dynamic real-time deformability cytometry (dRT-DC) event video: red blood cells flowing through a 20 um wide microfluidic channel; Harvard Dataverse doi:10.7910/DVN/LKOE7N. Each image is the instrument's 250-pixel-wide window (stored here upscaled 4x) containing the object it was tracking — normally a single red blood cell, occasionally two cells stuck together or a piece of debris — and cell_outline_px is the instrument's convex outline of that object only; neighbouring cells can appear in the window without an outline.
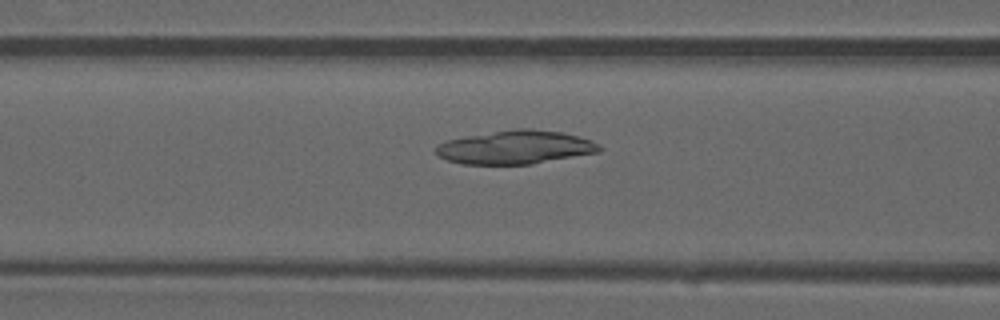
{"species": "common noctule bat (a hibernating species)", "species_latin": "Nyctalus noctula", "temperature_condition": "warm", "stored_images_in_passage": 36, "camera_frame_rate_fps": 3000, "um_per_image_px": 0.085, "animal": {"sex": "male", "forearm_length_mm": 52.5}, "frame": {"image": 1, "passage_image": 6, "time_ms": 1.667, "image_size_px": [1000, 320], "cell_outline_px": [[604, 148], [600, 152], [532, 164], [460, 164], [448, 160], [440, 156], [436, 152], [436, 144], [448, 140], [468, 136], [516, 128], [528, 128], [560, 132], [592, 140], [600, 144]], "centroid_in_image_um": [43.85, 12.52], "position_along_channel_um": 122.7, "area_um2": 31.85}}
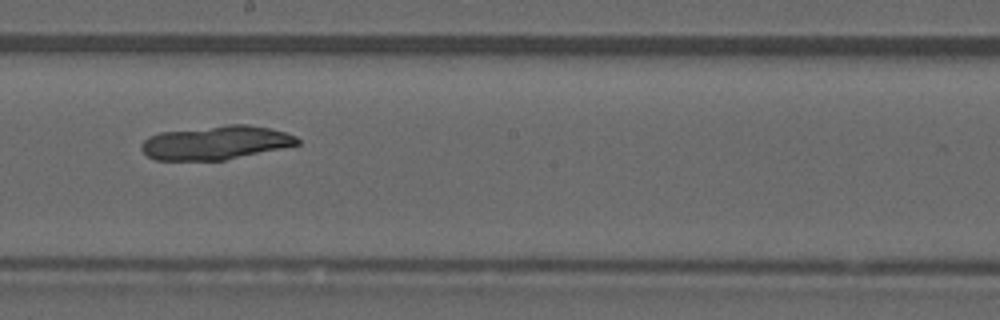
{"frame": {"image": 2, "passage_image": 14, "time_ms": 4.333, "image_size_px": [1000, 320], "cell_outline_px": [[300, 144], [224, 160], [156, 160], [148, 156], [140, 148], [140, 144], [148, 136], [160, 132], [228, 124], [248, 124], [268, 128], [284, 132], [296, 136], [300, 140]], "centroid_in_image_um": [18.31, 12.12], "position_along_channel_um": 229.9, "area_um2": 30.63}}
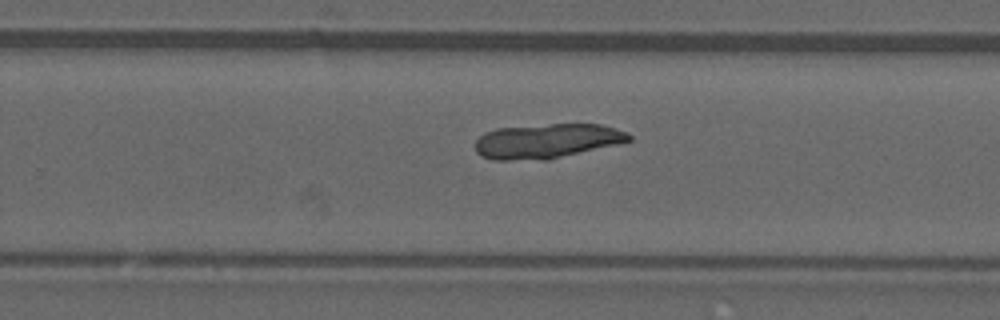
{"frame": {"image": 3, "passage_image": 18, "time_ms": 5.667, "image_size_px": [1000, 320], "cell_outline_px": [[632, 140], [548, 160], [492, 160], [480, 156], [476, 152], [476, 140], [484, 132], [496, 128], [552, 124], [600, 124], [628, 132], [632, 136]], "centroid_in_image_um": [46.45, 11.99], "position_along_channel_um": 283.4, "area_um2": 31.04}}